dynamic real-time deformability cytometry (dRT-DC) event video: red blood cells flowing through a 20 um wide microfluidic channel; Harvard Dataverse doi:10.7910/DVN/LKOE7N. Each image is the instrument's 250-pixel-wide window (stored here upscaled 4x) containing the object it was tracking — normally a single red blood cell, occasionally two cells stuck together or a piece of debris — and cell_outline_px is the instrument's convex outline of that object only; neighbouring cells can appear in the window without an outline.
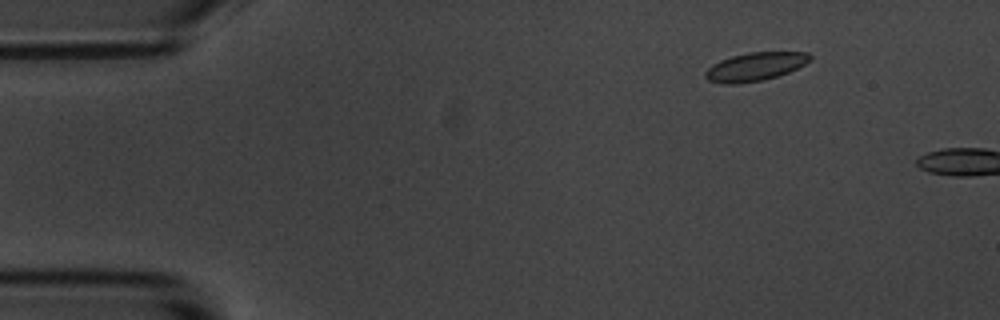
{"species": "common noctule bat (a hibernating species)", "species_latin": "Nyctalus noctula", "temperature_condition": "room temperature", "stored_images_in_passage": 3, "camera_frame_rate_fps": 3000, "um_per_image_px": 0.085, "animal": {"sex": "male", "body_mass_g": 20.1, "forearm_length_mm": 53.5}, "frame": {"image": 1, "passage_image": 2, "time_ms": 2.0, "image_size_px": [1000, 320], "cell_outline_px": [[812, 60], [788, 72], [764, 80], [736, 84], [724, 84], [708, 80], [704, 76], [704, 72], [712, 64], [720, 60], [732, 56], [748, 52], [808, 52], [812, 56]], "centroid_in_image_um": [64.17, 5.66], "position_along_channel_um": 20.8, "area_um2": 17.34}}